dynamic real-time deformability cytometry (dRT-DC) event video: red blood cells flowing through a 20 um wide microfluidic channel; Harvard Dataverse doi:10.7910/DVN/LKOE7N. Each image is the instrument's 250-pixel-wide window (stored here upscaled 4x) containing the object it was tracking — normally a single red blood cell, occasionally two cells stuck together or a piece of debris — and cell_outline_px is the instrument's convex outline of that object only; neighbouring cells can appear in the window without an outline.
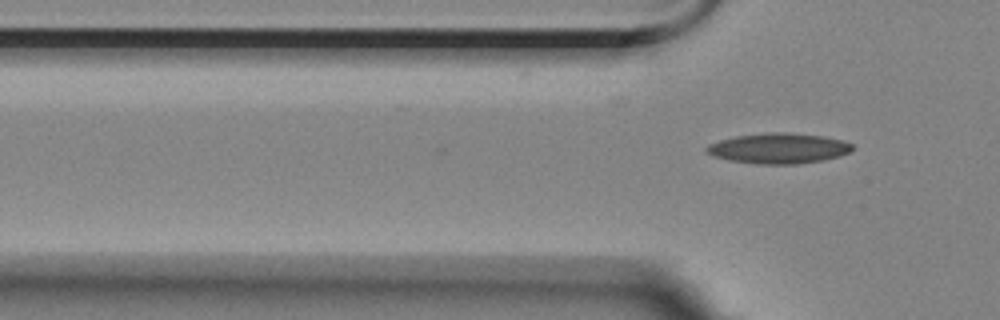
{"species": "Egyptian fruit bat (a non-hibernating species)", "species_latin": "Rousettus aegyptiacus", "temperature_condition": "room temperature", "stored_images_in_passage": 4, "camera_frame_rate_fps": 3000, "um_per_image_px": 0.085, "animal": {"sex": "female"}, "frame": {"image": 1, "passage_image": 4, "time_ms": 4.333, "image_size_px": [1000, 320], "cell_outline_px": [[856, 148], [840, 156], [820, 160], [796, 164], [756, 164], [728, 160], [712, 156], [704, 148], [708, 144], [720, 140], [736, 136], [772, 132], [784, 132], [824, 136], [844, 140], [852, 144]], "centroid_in_image_um": [66.18, 12.61], "position_along_channel_um": 59.6, "area_um2": 25.84}}